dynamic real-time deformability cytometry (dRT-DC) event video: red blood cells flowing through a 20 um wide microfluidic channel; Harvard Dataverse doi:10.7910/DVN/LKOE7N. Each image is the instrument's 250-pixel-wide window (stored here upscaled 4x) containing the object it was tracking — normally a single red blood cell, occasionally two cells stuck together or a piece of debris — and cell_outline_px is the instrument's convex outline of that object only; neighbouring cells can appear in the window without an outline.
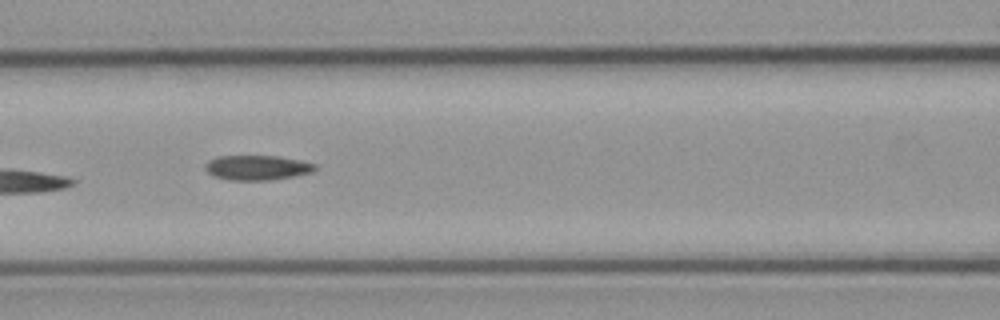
{"species": "common noctule bat (a hibernating species)", "species_latin": "Nyctalus noctula", "temperature_condition": "cold", "stored_images_in_passage": 9, "camera_frame_rate_fps": 3000, "um_per_image_px": 0.085, "animal": {"sex": "male", "body_mass_g": 23.1, "forearm_length_mm": 52.7}, "frame": {"image": 1, "passage_image": 7, "time_ms": 8.0, "image_size_px": [1000, 320], "cell_outline_px": [[316, 168], [312, 172], [272, 180], [228, 180], [212, 176], [204, 168], [204, 164], [208, 160], [216, 156], [280, 156], [300, 160], [316, 164]], "centroid_in_image_um": [21.81, 14.24], "position_along_channel_um": 144.8, "area_um2": 16.01}}
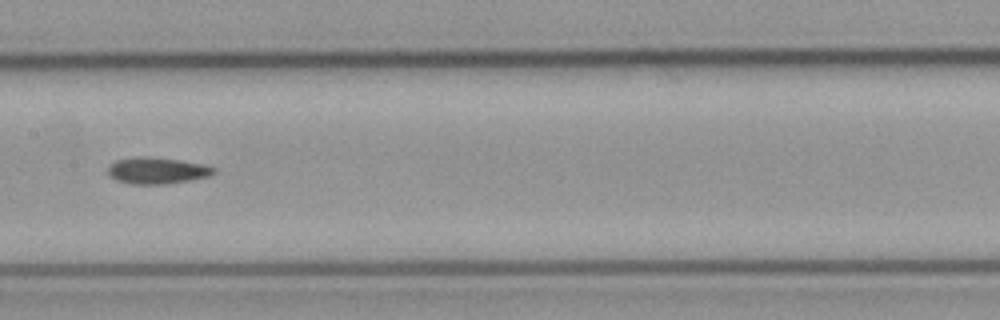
{"frame": {"image": 2, "passage_image": 8, "time_ms": 9.333, "image_size_px": [1000, 320], "cell_outline_px": [[216, 172], [208, 176], [192, 180], [164, 184], [132, 184], [116, 180], [108, 172], [108, 168], [116, 160], [140, 156], [148, 156], [180, 160], [204, 164], [216, 168]], "centroid_in_image_um": [13.39, 14.49], "position_along_channel_um": 194.0, "area_um2": 16.3}}
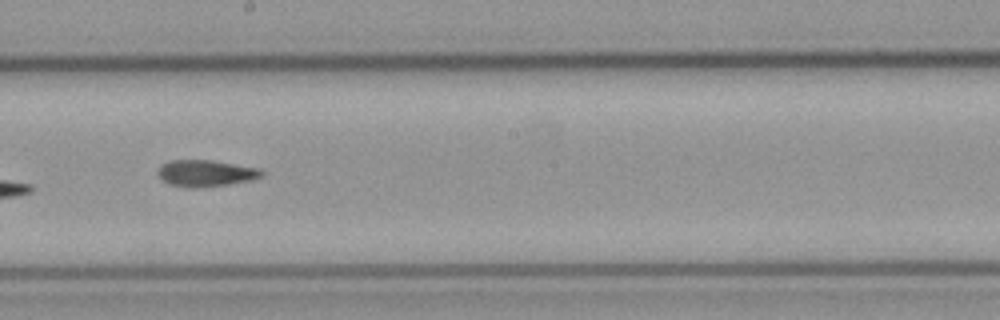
{"frame": {"image": 3, "passage_image": 9, "time_ms": 10.333, "image_size_px": [1000, 320], "cell_outline_px": [[264, 176], [252, 180], [228, 184], [192, 188], [188, 188], [168, 184], [160, 180], [156, 172], [160, 164], [168, 160], [208, 160], [260, 168], [264, 172]], "centroid_in_image_um": [17.43, 14.72], "position_along_channel_um": 230.8, "area_um2": 16.3}}